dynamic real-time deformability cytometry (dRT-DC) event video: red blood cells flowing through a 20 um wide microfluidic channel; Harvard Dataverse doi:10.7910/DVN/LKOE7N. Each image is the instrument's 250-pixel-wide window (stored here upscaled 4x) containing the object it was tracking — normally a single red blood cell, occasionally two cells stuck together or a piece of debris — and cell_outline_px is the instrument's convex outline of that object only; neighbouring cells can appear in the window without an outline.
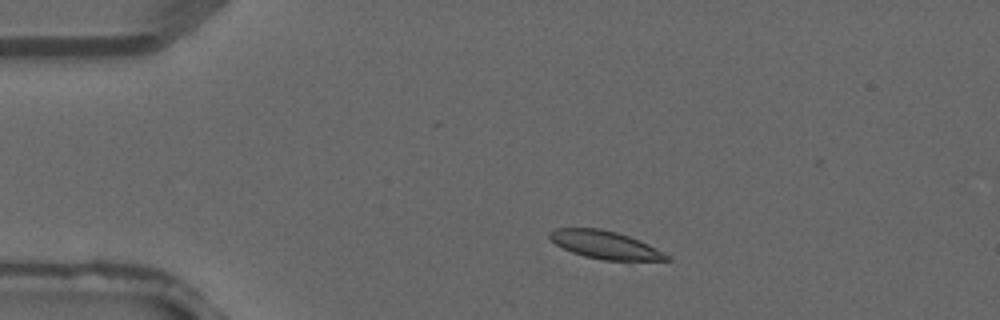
{"species": "common noctule bat (a hibernating species)", "species_latin": "Nyctalus noctula", "temperature_condition": "warm", "stored_images_in_passage": 2, "camera_frame_rate_fps": 3000, "um_per_image_px": 0.085, "animal": {"sex": "male", "forearm_length_mm": 52.5}, "frame": {"image": 1, "passage_image": 2, "time_ms": 0.333, "image_size_px": [1000, 320], "cell_outline_px": [[672, 260], [604, 260], [584, 256], [572, 252], [556, 244], [548, 236], [548, 232], [556, 228], [600, 228], [616, 232], [628, 236], [648, 244], [656, 248], [668, 256]], "centroid_in_image_um": [51.4, 20.8], "position_along_channel_um": 33.6, "area_um2": 18.73}}